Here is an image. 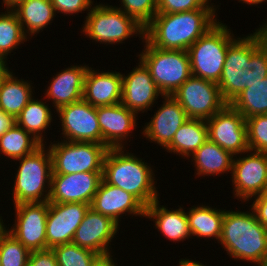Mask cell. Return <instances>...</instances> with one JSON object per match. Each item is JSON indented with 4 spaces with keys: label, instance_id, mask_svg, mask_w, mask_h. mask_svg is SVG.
Returning a JSON list of instances; mask_svg holds the SVG:
<instances>
[{
    "label": "cell",
    "instance_id": "ac0fdd59",
    "mask_svg": "<svg viewBox=\"0 0 267 266\" xmlns=\"http://www.w3.org/2000/svg\"><path fill=\"white\" fill-rule=\"evenodd\" d=\"M90 204L49 202L46 222V249L73 241Z\"/></svg>",
    "mask_w": 267,
    "mask_h": 266
},
{
    "label": "cell",
    "instance_id": "4dcf8cb0",
    "mask_svg": "<svg viewBox=\"0 0 267 266\" xmlns=\"http://www.w3.org/2000/svg\"><path fill=\"white\" fill-rule=\"evenodd\" d=\"M27 39L16 13L10 9L0 12V61L4 65L8 66V55H14L11 53L29 41Z\"/></svg>",
    "mask_w": 267,
    "mask_h": 266
},
{
    "label": "cell",
    "instance_id": "d6a6232c",
    "mask_svg": "<svg viewBox=\"0 0 267 266\" xmlns=\"http://www.w3.org/2000/svg\"><path fill=\"white\" fill-rule=\"evenodd\" d=\"M244 118L267 114V76L243 90L229 103Z\"/></svg>",
    "mask_w": 267,
    "mask_h": 266
},
{
    "label": "cell",
    "instance_id": "3957f363",
    "mask_svg": "<svg viewBox=\"0 0 267 266\" xmlns=\"http://www.w3.org/2000/svg\"><path fill=\"white\" fill-rule=\"evenodd\" d=\"M226 210L222 234L218 242L235 261L260 266L267 259V229L257 220L253 210Z\"/></svg>",
    "mask_w": 267,
    "mask_h": 266
},
{
    "label": "cell",
    "instance_id": "b9f144b4",
    "mask_svg": "<svg viewBox=\"0 0 267 266\" xmlns=\"http://www.w3.org/2000/svg\"><path fill=\"white\" fill-rule=\"evenodd\" d=\"M16 124V118L0 109V137Z\"/></svg>",
    "mask_w": 267,
    "mask_h": 266
},
{
    "label": "cell",
    "instance_id": "9c48e42d",
    "mask_svg": "<svg viewBox=\"0 0 267 266\" xmlns=\"http://www.w3.org/2000/svg\"><path fill=\"white\" fill-rule=\"evenodd\" d=\"M52 174L103 172V162L108 147L93 142L50 141Z\"/></svg>",
    "mask_w": 267,
    "mask_h": 266
},
{
    "label": "cell",
    "instance_id": "277c9868",
    "mask_svg": "<svg viewBox=\"0 0 267 266\" xmlns=\"http://www.w3.org/2000/svg\"><path fill=\"white\" fill-rule=\"evenodd\" d=\"M154 172L151 164L125 148H109L103 162L102 179L131 193L147 207L160 199Z\"/></svg>",
    "mask_w": 267,
    "mask_h": 266
},
{
    "label": "cell",
    "instance_id": "e575fe53",
    "mask_svg": "<svg viewBox=\"0 0 267 266\" xmlns=\"http://www.w3.org/2000/svg\"><path fill=\"white\" fill-rule=\"evenodd\" d=\"M30 251L6 230L0 233L1 266H27Z\"/></svg>",
    "mask_w": 267,
    "mask_h": 266
},
{
    "label": "cell",
    "instance_id": "681fc988",
    "mask_svg": "<svg viewBox=\"0 0 267 266\" xmlns=\"http://www.w3.org/2000/svg\"><path fill=\"white\" fill-rule=\"evenodd\" d=\"M8 68H9V66L4 65V64L0 61V75H2Z\"/></svg>",
    "mask_w": 267,
    "mask_h": 266
},
{
    "label": "cell",
    "instance_id": "7a4b0ae2",
    "mask_svg": "<svg viewBox=\"0 0 267 266\" xmlns=\"http://www.w3.org/2000/svg\"><path fill=\"white\" fill-rule=\"evenodd\" d=\"M217 13V8H200L156 14L145 27L144 38L156 48L188 50L219 20Z\"/></svg>",
    "mask_w": 267,
    "mask_h": 266
},
{
    "label": "cell",
    "instance_id": "bcb514c9",
    "mask_svg": "<svg viewBox=\"0 0 267 266\" xmlns=\"http://www.w3.org/2000/svg\"><path fill=\"white\" fill-rule=\"evenodd\" d=\"M238 2H243L242 4H248V5H250V6H258V4H262L263 2L265 3V2H267V0H237Z\"/></svg>",
    "mask_w": 267,
    "mask_h": 266
},
{
    "label": "cell",
    "instance_id": "6da1fadb",
    "mask_svg": "<svg viewBox=\"0 0 267 266\" xmlns=\"http://www.w3.org/2000/svg\"><path fill=\"white\" fill-rule=\"evenodd\" d=\"M266 76L267 45L255 30L247 36H238L228 46L222 75L217 84L223 100L229 104L243 90Z\"/></svg>",
    "mask_w": 267,
    "mask_h": 266
},
{
    "label": "cell",
    "instance_id": "484cf974",
    "mask_svg": "<svg viewBox=\"0 0 267 266\" xmlns=\"http://www.w3.org/2000/svg\"><path fill=\"white\" fill-rule=\"evenodd\" d=\"M234 155L221 148L209 139L191 156V164L195 167V175L200 176H219L220 174L232 173ZM193 162V163H192Z\"/></svg>",
    "mask_w": 267,
    "mask_h": 266
},
{
    "label": "cell",
    "instance_id": "74e56055",
    "mask_svg": "<svg viewBox=\"0 0 267 266\" xmlns=\"http://www.w3.org/2000/svg\"><path fill=\"white\" fill-rule=\"evenodd\" d=\"M212 0H157V14H172L200 8H218Z\"/></svg>",
    "mask_w": 267,
    "mask_h": 266
},
{
    "label": "cell",
    "instance_id": "7402d4cb",
    "mask_svg": "<svg viewBox=\"0 0 267 266\" xmlns=\"http://www.w3.org/2000/svg\"><path fill=\"white\" fill-rule=\"evenodd\" d=\"M97 70L88 67L84 77L82 99L93 107L121 103L122 73L116 70Z\"/></svg>",
    "mask_w": 267,
    "mask_h": 266
},
{
    "label": "cell",
    "instance_id": "d590c367",
    "mask_svg": "<svg viewBox=\"0 0 267 266\" xmlns=\"http://www.w3.org/2000/svg\"><path fill=\"white\" fill-rule=\"evenodd\" d=\"M116 8L133 17L144 28L157 14V0H119Z\"/></svg>",
    "mask_w": 267,
    "mask_h": 266
},
{
    "label": "cell",
    "instance_id": "603a6c76",
    "mask_svg": "<svg viewBox=\"0 0 267 266\" xmlns=\"http://www.w3.org/2000/svg\"><path fill=\"white\" fill-rule=\"evenodd\" d=\"M88 67L89 64H72L53 75L44 91V99L52 102L54 114L63 106L82 100L84 77Z\"/></svg>",
    "mask_w": 267,
    "mask_h": 266
},
{
    "label": "cell",
    "instance_id": "8d00e7d4",
    "mask_svg": "<svg viewBox=\"0 0 267 266\" xmlns=\"http://www.w3.org/2000/svg\"><path fill=\"white\" fill-rule=\"evenodd\" d=\"M249 150L267 153V114L246 118Z\"/></svg>",
    "mask_w": 267,
    "mask_h": 266
},
{
    "label": "cell",
    "instance_id": "f546056e",
    "mask_svg": "<svg viewBox=\"0 0 267 266\" xmlns=\"http://www.w3.org/2000/svg\"><path fill=\"white\" fill-rule=\"evenodd\" d=\"M42 98L40 100L34 96L16 117V124L44 145L47 138L45 133L49 130L48 127H52L54 115L52 106L49 108V103L43 101L44 96Z\"/></svg>",
    "mask_w": 267,
    "mask_h": 266
},
{
    "label": "cell",
    "instance_id": "d4e9b609",
    "mask_svg": "<svg viewBox=\"0 0 267 266\" xmlns=\"http://www.w3.org/2000/svg\"><path fill=\"white\" fill-rule=\"evenodd\" d=\"M31 82L22 76L18 79L9 67L0 76V109L16 118L34 97L35 87Z\"/></svg>",
    "mask_w": 267,
    "mask_h": 266
},
{
    "label": "cell",
    "instance_id": "8992f818",
    "mask_svg": "<svg viewBox=\"0 0 267 266\" xmlns=\"http://www.w3.org/2000/svg\"><path fill=\"white\" fill-rule=\"evenodd\" d=\"M86 13L80 33L95 44L96 42L106 46L125 44V40L134 35L136 38L138 36L139 40H144L145 28L115 6L103 2L94 3L91 10Z\"/></svg>",
    "mask_w": 267,
    "mask_h": 266
},
{
    "label": "cell",
    "instance_id": "d6986e66",
    "mask_svg": "<svg viewBox=\"0 0 267 266\" xmlns=\"http://www.w3.org/2000/svg\"><path fill=\"white\" fill-rule=\"evenodd\" d=\"M101 130V144L108 148H126L131 141L134 129H137L138 115L123 104L96 107ZM130 137V139H129Z\"/></svg>",
    "mask_w": 267,
    "mask_h": 266
},
{
    "label": "cell",
    "instance_id": "4316f807",
    "mask_svg": "<svg viewBox=\"0 0 267 266\" xmlns=\"http://www.w3.org/2000/svg\"><path fill=\"white\" fill-rule=\"evenodd\" d=\"M12 10L28 38L44 31L56 17L51 0H24Z\"/></svg>",
    "mask_w": 267,
    "mask_h": 266
},
{
    "label": "cell",
    "instance_id": "5bb4252c",
    "mask_svg": "<svg viewBox=\"0 0 267 266\" xmlns=\"http://www.w3.org/2000/svg\"><path fill=\"white\" fill-rule=\"evenodd\" d=\"M61 123L63 139L74 142H93L101 144V130L96 107L85 100L63 106L55 111ZM58 114V115H57Z\"/></svg>",
    "mask_w": 267,
    "mask_h": 266
},
{
    "label": "cell",
    "instance_id": "1f68e13d",
    "mask_svg": "<svg viewBox=\"0 0 267 266\" xmlns=\"http://www.w3.org/2000/svg\"><path fill=\"white\" fill-rule=\"evenodd\" d=\"M42 144L22 127L15 124L0 137V158L17 160L33 153Z\"/></svg>",
    "mask_w": 267,
    "mask_h": 266
},
{
    "label": "cell",
    "instance_id": "5b68a950",
    "mask_svg": "<svg viewBox=\"0 0 267 266\" xmlns=\"http://www.w3.org/2000/svg\"><path fill=\"white\" fill-rule=\"evenodd\" d=\"M18 166L12 184V205L46 202L50 196L52 157L47 143L33 153L14 160Z\"/></svg>",
    "mask_w": 267,
    "mask_h": 266
},
{
    "label": "cell",
    "instance_id": "ffe728a7",
    "mask_svg": "<svg viewBox=\"0 0 267 266\" xmlns=\"http://www.w3.org/2000/svg\"><path fill=\"white\" fill-rule=\"evenodd\" d=\"M162 100L151 120L146 122L144 127L141 126V134L149 142H154L164 149L188 117L172 95H163Z\"/></svg>",
    "mask_w": 267,
    "mask_h": 266
},
{
    "label": "cell",
    "instance_id": "f35d334b",
    "mask_svg": "<svg viewBox=\"0 0 267 266\" xmlns=\"http://www.w3.org/2000/svg\"><path fill=\"white\" fill-rule=\"evenodd\" d=\"M55 9L56 15L63 14L65 16L78 13H85L82 11H90L94 5V0H51Z\"/></svg>",
    "mask_w": 267,
    "mask_h": 266
},
{
    "label": "cell",
    "instance_id": "ab89813d",
    "mask_svg": "<svg viewBox=\"0 0 267 266\" xmlns=\"http://www.w3.org/2000/svg\"><path fill=\"white\" fill-rule=\"evenodd\" d=\"M27 266H58L52 249L31 251Z\"/></svg>",
    "mask_w": 267,
    "mask_h": 266
},
{
    "label": "cell",
    "instance_id": "836d02e7",
    "mask_svg": "<svg viewBox=\"0 0 267 266\" xmlns=\"http://www.w3.org/2000/svg\"><path fill=\"white\" fill-rule=\"evenodd\" d=\"M58 266H98L104 258L92 250L73 242L51 248Z\"/></svg>",
    "mask_w": 267,
    "mask_h": 266
},
{
    "label": "cell",
    "instance_id": "cb8c5ba5",
    "mask_svg": "<svg viewBox=\"0 0 267 266\" xmlns=\"http://www.w3.org/2000/svg\"><path fill=\"white\" fill-rule=\"evenodd\" d=\"M160 199H156L145 209V217L153 221L155 229L167 240L181 242L192 238L188 225V218L185 208L178 205V209H171L160 205Z\"/></svg>",
    "mask_w": 267,
    "mask_h": 266
},
{
    "label": "cell",
    "instance_id": "7dc6e473",
    "mask_svg": "<svg viewBox=\"0 0 267 266\" xmlns=\"http://www.w3.org/2000/svg\"><path fill=\"white\" fill-rule=\"evenodd\" d=\"M116 259L117 258L104 259L98 266H118Z\"/></svg>",
    "mask_w": 267,
    "mask_h": 266
},
{
    "label": "cell",
    "instance_id": "30bf717a",
    "mask_svg": "<svg viewBox=\"0 0 267 266\" xmlns=\"http://www.w3.org/2000/svg\"><path fill=\"white\" fill-rule=\"evenodd\" d=\"M231 172L233 197L250 204L267 189V153L248 150L235 155Z\"/></svg>",
    "mask_w": 267,
    "mask_h": 266
},
{
    "label": "cell",
    "instance_id": "60d3db41",
    "mask_svg": "<svg viewBox=\"0 0 267 266\" xmlns=\"http://www.w3.org/2000/svg\"><path fill=\"white\" fill-rule=\"evenodd\" d=\"M251 199L253 202L249 207L253 210L257 220L267 229V189L261 195Z\"/></svg>",
    "mask_w": 267,
    "mask_h": 266
},
{
    "label": "cell",
    "instance_id": "52a82bcc",
    "mask_svg": "<svg viewBox=\"0 0 267 266\" xmlns=\"http://www.w3.org/2000/svg\"><path fill=\"white\" fill-rule=\"evenodd\" d=\"M228 27L218 20L188 48L192 75L219 82L228 46L237 38Z\"/></svg>",
    "mask_w": 267,
    "mask_h": 266
},
{
    "label": "cell",
    "instance_id": "f6af8a7d",
    "mask_svg": "<svg viewBox=\"0 0 267 266\" xmlns=\"http://www.w3.org/2000/svg\"><path fill=\"white\" fill-rule=\"evenodd\" d=\"M24 0H2L1 4L4 9H14L19 3L23 2Z\"/></svg>",
    "mask_w": 267,
    "mask_h": 266
},
{
    "label": "cell",
    "instance_id": "7bdbcfd3",
    "mask_svg": "<svg viewBox=\"0 0 267 266\" xmlns=\"http://www.w3.org/2000/svg\"><path fill=\"white\" fill-rule=\"evenodd\" d=\"M178 262H179V264H177V265H179V266H206V265L200 263L201 261H197L196 258H195V261H194V259L192 260L191 258L190 259H187V258L182 259L181 258V259H179ZM207 266H210V265L208 264Z\"/></svg>",
    "mask_w": 267,
    "mask_h": 266
},
{
    "label": "cell",
    "instance_id": "ee69618b",
    "mask_svg": "<svg viewBox=\"0 0 267 266\" xmlns=\"http://www.w3.org/2000/svg\"><path fill=\"white\" fill-rule=\"evenodd\" d=\"M262 23L263 24L258 29L256 28L255 30L259 33L263 43L267 45V21H264Z\"/></svg>",
    "mask_w": 267,
    "mask_h": 266
},
{
    "label": "cell",
    "instance_id": "9a60e30c",
    "mask_svg": "<svg viewBox=\"0 0 267 266\" xmlns=\"http://www.w3.org/2000/svg\"><path fill=\"white\" fill-rule=\"evenodd\" d=\"M120 227L110 217L89 207L81 224L76 229L72 242L82 248L94 251L104 259L114 258L111 242L116 238Z\"/></svg>",
    "mask_w": 267,
    "mask_h": 266
},
{
    "label": "cell",
    "instance_id": "e0dca14e",
    "mask_svg": "<svg viewBox=\"0 0 267 266\" xmlns=\"http://www.w3.org/2000/svg\"><path fill=\"white\" fill-rule=\"evenodd\" d=\"M103 172L52 174L48 202L91 204Z\"/></svg>",
    "mask_w": 267,
    "mask_h": 266
},
{
    "label": "cell",
    "instance_id": "c3c4849f",
    "mask_svg": "<svg viewBox=\"0 0 267 266\" xmlns=\"http://www.w3.org/2000/svg\"><path fill=\"white\" fill-rule=\"evenodd\" d=\"M2 214H0V233L3 232L6 228V225L4 224L5 220L3 221V216H1Z\"/></svg>",
    "mask_w": 267,
    "mask_h": 266
},
{
    "label": "cell",
    "instance_id": "2e32d148",
    "mask_svg": "<svg viewBox=\"0 0 267 266\" xmlns=\"http://www.w3.org/2000/svg\"><path fill=\"white\" fill-rule=\"evenodd\" d=\"M137 61L139 62L136 67L129 73L122 74L121 104L139 115L148 110L152 111L154 104L158 103L156 101L163 94L157 88L149 69L140 59Z\"/></svg>",
    "mask_w": 267,
    "mask_h": 266
},
{
    "label": "cell",
    "instance_id": "8fae6325",
    "mask_svg": "<svg viewBox=\"0 0 267 266\" xmlns=\"http://www.w3.org/2000/svg\"><path fill=\"white\" fill-rule=\"evenodd\" d=\"M188 118H211L227 103L217 83L191 75L172 95Z\"/></svg>",
    "mask_w": 267,
    "mask_h": 266
},
{
    "label": "cell",
    "instance_id": "4fadbf2b",
    "mask_svg": "<svg viewBox=\"0 0 267 266\" xmlns=\"http://www.w3.org/2000/svg\"><path fill=\"white\" fill-rule=\"evenodd\" d=\"M205 121L210 141L234 156L249 150L246 119L230 104Z\"/></svg>",
    "mask_w": 267,
    "mask_h": 266
},
{
    "label": "cell",
    "instance_id": "83f0119b",
    "mask_svg": "<svg viewBox=\"0 0 267 266\" xmlns=\"http://www.w3.org/2000/svg\"><path fill=\"white\" fill-rule=\"evenodd\" d=\"M207 140L208 127L206 121L204 119L188 118L164 149L167 153H174L181 158L184 157L183 159H187L189 162L192 154Z\"/></svg>",
    "mask_w": 267,
    "mask_h": 266
},
{
    "label": "cell",
    "instance_id": "44dd1931",
    "mask_svg": "<svg viewBox=\"0 0 267 266\" xmlns=\"http://www.w3.org/2000/svg\"><path fill=\"white\" fill-rule=\"evenodd\" d=\"M90 207L110 217L119 226L123 216L145 217L146 207L131 193L106 183L103 179L92 199ZM130 215V216H129Z\"/></svg>",
    "mask_w": 267,
    "mask_h": 266
},
{
    "label": "cell",
    "instance_id": "f907efd6",
    "mask_svg": "<svg viewBox=\"0 0 267 266\" xmlns=\"http://www.w3.org/2000/svg\"><path fill=\"white\" fill-rule=\"evenodd\" d=\"M260 266H267V259Z\"/></svg>",
    "mask_w": 267,
    "mask_h": 266
},
{
    "label": "cell",
    "instance_id": "ba28073f",
    "mask_svg": "<svg viewBox=\"0 0 267 266\" xmlns=\"http://www.w3.org/2000/svg\"><path fill=\"white\" fill-rule=\"evenodd\" d=\"M138 57L149 69L152 79L163 95H173L192 75L187 50L161 49L152 46L145 38Z\"/></svg>",
    "mask_w": 267,
    "mask_h": 266
},
{
    "label": "cell",
    "instance_id": "f1b7e54d",
    "mask_svg": "<svg viewBox=\"0 0 267 266\" xmlns=\"http://www.w3.org/2000/svg\"><path fill=\"white\" fill-rule=\"evenodd\" d=\"M197 204L187 209L186 215L188 218V225L192 234V238L204 240L216 239L220 241L222 234V222L225 214V209H217L212 205ZM189 210V211H188Z\"/></svg>",
    "mask_w": 267,
    "mask_h": 266
},
{
    "label": "cell",
    "instance_id": "7c38bea8",
    "mask_svg": "<svg viewBox=\"0 0 267 266\" xmlns=\"http://www.w3.org/2000/svg\"><path fill=\"white\" fill-rule=\"evenodd\" d=\"M14 224L5 230L30 252L46 249V222L49 202L21 203L13 206Z\"/></svg>",
    "mask_w": 267,
    "mask_h": 266
}]
</instances>
